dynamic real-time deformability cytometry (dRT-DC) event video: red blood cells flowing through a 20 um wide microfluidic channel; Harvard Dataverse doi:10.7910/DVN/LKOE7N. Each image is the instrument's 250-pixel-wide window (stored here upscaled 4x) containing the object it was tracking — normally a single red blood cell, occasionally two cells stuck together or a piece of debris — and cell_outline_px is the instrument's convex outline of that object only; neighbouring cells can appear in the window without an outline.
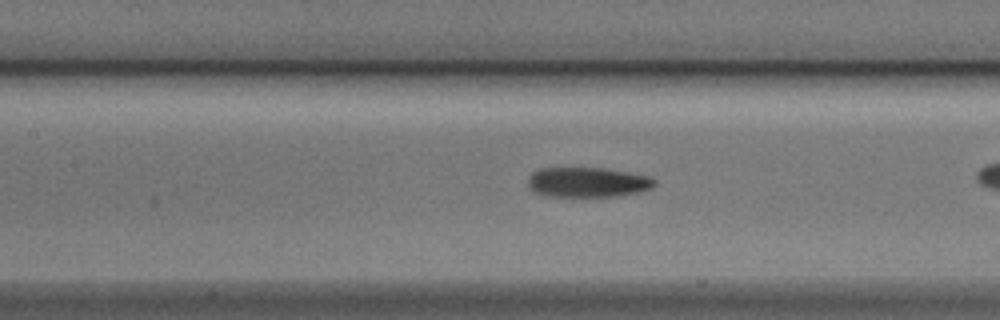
{"species": "Egyptian fruit bat (a non-hibernating species)", "species_latin": "Rousettus aegyptiacus", "temperature_condition": "cold", "stored_images_in_passage": 42, "camera_frame_rate_fps": 3000, "um_per_image_px": 0.085, "animal": {"sex": "male"}, "frame": {"image": 1, "passage_image": 24, "time_ms": 7.667, "image_size_px": [1000, 320], "cell_outline_px": [[656, 184], [652, 188], [640, 192], [620, 196], [544, 196], [532, 192], [528, 188], [528, 176], [532, 172], [540, 168], [600, 168], [648, 176], [656, 180]], "centroid_in_image_um": [49.9, 15.5], "position_along_channel_um": 157.5, "area_um2": 22.2}}